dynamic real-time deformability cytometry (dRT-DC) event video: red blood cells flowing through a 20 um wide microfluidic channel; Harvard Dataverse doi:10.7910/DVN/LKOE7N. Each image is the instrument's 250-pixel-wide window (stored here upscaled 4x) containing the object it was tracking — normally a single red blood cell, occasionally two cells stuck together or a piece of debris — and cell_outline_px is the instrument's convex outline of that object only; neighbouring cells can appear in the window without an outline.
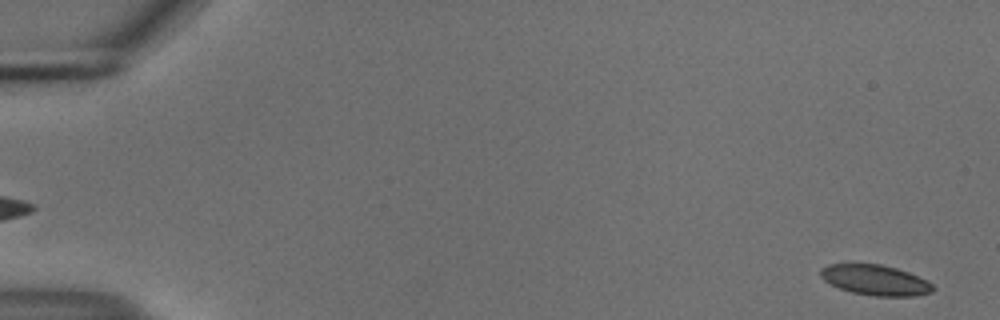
{"species": "common noctule bat (a hibernating species)", "species_latin": "Nyctalus noctula", "temperature_condition": "cold", "stored_images_in_passage": 18, "camera_frame_rate_fps": 3000, "um_per_image_px": 0.085, "animal": {"sex": "male", "body_mass_g": 18.8}, "frame": {"image": 1, "passage_image": 2, "time_ms": 0.333, "image_size_px": [1000, 320], "cell_outline_px": [[936, 288], [932, 292], [916, 296], [872, 296], [852, 292], [840, 288], [824, 280], [820, 276], [820, 268], [828, 264], [880, 264], [896, 268], [908, 272], [928, 280]], "centroid_in_image_um": [74.43, 23.81], "position_along_channel_um": 10.6, "area_um2": 19.94}}
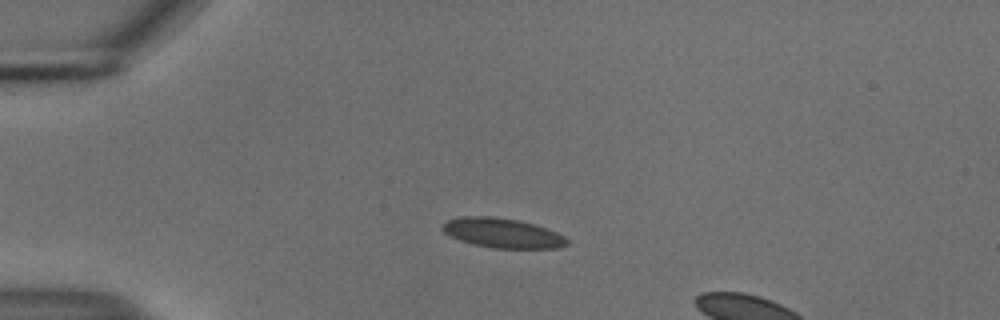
{"frame": {"image": 2, "passage_image": 14, "time_ms": 4.333, "image_size_px": [1000, 320], "cell_outline_px": [[568, 244], [556, 248], [492, 248], [472, 244], [460, 240], [444, 232], [440, 228], [448, 220], [460, 216], [492, 216], [516, 220], [532, 224], [556, 232], [564, 236], [568, 240]], "centroid_in_image_um": [42.68, 19.81], "position_along_channel_um": 42.3, "area_um2": 21.27}}